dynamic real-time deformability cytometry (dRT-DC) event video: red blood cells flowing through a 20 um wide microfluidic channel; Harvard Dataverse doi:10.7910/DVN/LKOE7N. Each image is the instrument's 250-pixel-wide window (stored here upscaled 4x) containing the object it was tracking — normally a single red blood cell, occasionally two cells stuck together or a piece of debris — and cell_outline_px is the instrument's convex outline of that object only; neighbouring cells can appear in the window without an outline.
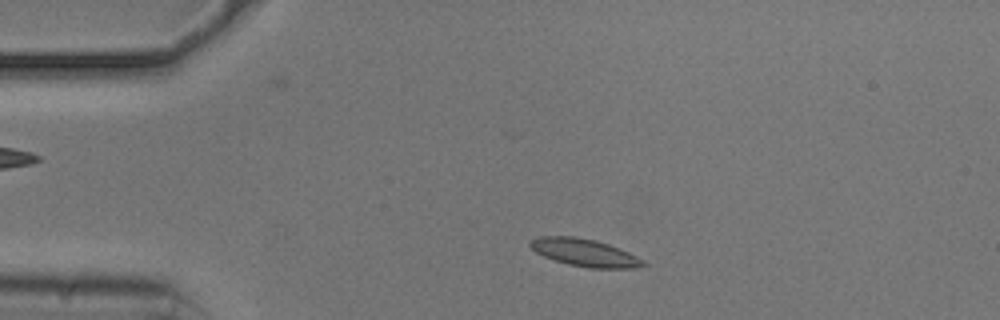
{"species": "common noctule bat (a hibernating species)", "species_latin": "Nyctalus noctula", "temperature_condition": "cold", "stored_images_in_passage": 49, "camera_frame_rate_fps": 3000, "um_per_image_px": 0.085, "animal": {"sex": "male", "body_mass_g": 20.5, "forearm_length_mm": 52.5}, "frame": {"image": 1, "passage_image": 6, "time_ms": 1.667, "image_size_px": [1000, 320], "cell_outline_px": [[648, 264], [632, 268], [588, 268], [568, 264], [544, 256], [536, 252], [528, 244], [532, 240], [540, 236], [576, 236], [596, 240], [620, 248], [644, 260]], "centroid_in_image_um": [49.71, 21.47], "position_along_channel_um": 35.3, "area_um2": 18.03}}
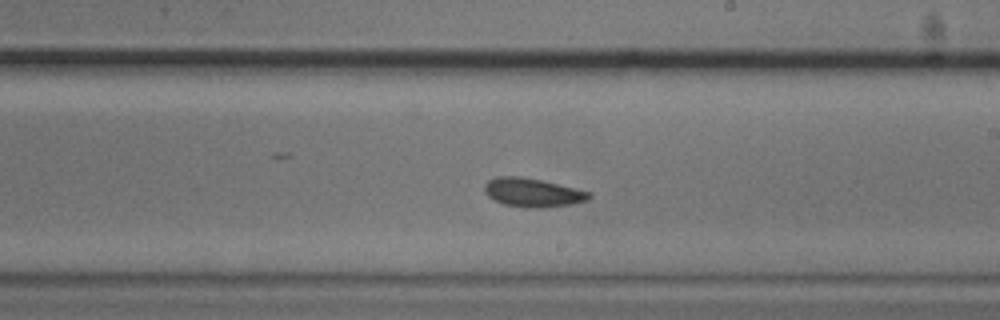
{"frame": {"image": 2, "passage_image": 26, "time_ms": 8.333, "image_size_px": [1000, 320], "cell_outline_px": [[592, 196], [588, 200], [572, 204], [544, 208], [528, 208], [504, 204], [488, 196], [484, 192], [484, 184], [488, 180], [496, 176], [520, 176], [540, 180], [576, 188], [592, 192]], "centroid_in_image_um": [45.29, 16.37], "position_along_channel_um": 243.7, "area_um2": 17.63}}
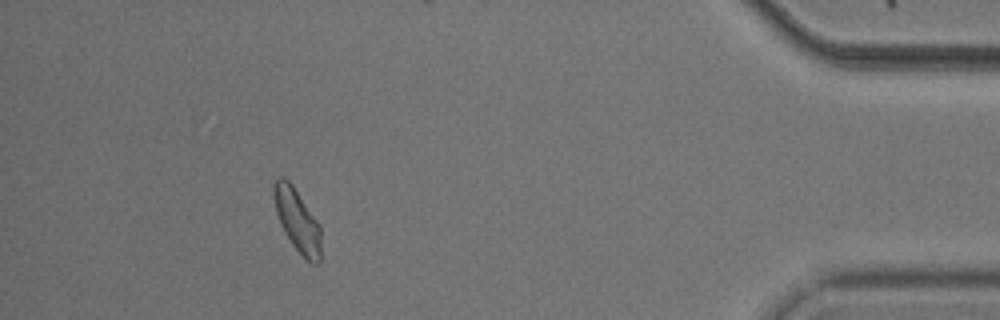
{"frame": {"image": 3, "passage_image": 44, "time_ms": 14.333, "image_size_px": [1000, 320], "cell_outline_px": [[320, 260], [316, 264], [312, 264], [292, 244], [284, 232], [280, 224], [276, 212], [272, 192], [272, 184], [280, 176], [284, 176], [292, 184], [320, 224]], "centroid_in_image_um": [25.24, 18.68], "position_along_channel_um": 410.0, "area_um2": 17.22}, "authors_computed_cell_mechanics": {"area_um2": 17.3978, "velocity_mm_per_s": 3.7003, "shape_relaxation_time_tau1_ms": 2.7693, "shape_relaxation_time_tau2_ms": 3.1677, "deformation_change_tau1": 0.0734, "deformation_change_tau2": 0.0675}}